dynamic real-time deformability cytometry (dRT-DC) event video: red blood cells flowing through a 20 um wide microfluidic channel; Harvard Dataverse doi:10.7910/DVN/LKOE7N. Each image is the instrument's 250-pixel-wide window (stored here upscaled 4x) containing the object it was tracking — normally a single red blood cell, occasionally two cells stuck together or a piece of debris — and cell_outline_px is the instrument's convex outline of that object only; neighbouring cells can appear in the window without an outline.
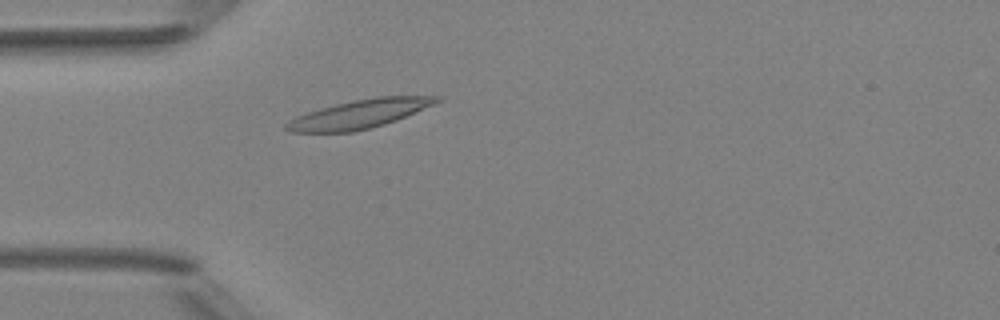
{"species": "Egyptian fruit bat (a non-hibernating species)", "species_latin": "Rousettus aegyptiacus", "temperature_condition": "room temperature", "stored_images_in_passage": 3, "camera_frame_rate_fps": 3000, "um_per_image_px": 0.085, "animal": {"sex": "female"}, "frame": {"image": 1, "passage_image": 3, "time_ms": 2.333, "image_size_px": [1000, 320], "cell_outline_px": [[440, 100], [436, 104], [396, 120], [384, 124], [352, 132], [292, 132], [284, 128], [284, 124], [288, 120], [296, 116], [320, 108], [352, 100], [376, 96], [440, 96]], "centroid_in_image_um": [30.54, 9.68], "position_along_channel_um": 54.5, "area_um2": 25.03}}